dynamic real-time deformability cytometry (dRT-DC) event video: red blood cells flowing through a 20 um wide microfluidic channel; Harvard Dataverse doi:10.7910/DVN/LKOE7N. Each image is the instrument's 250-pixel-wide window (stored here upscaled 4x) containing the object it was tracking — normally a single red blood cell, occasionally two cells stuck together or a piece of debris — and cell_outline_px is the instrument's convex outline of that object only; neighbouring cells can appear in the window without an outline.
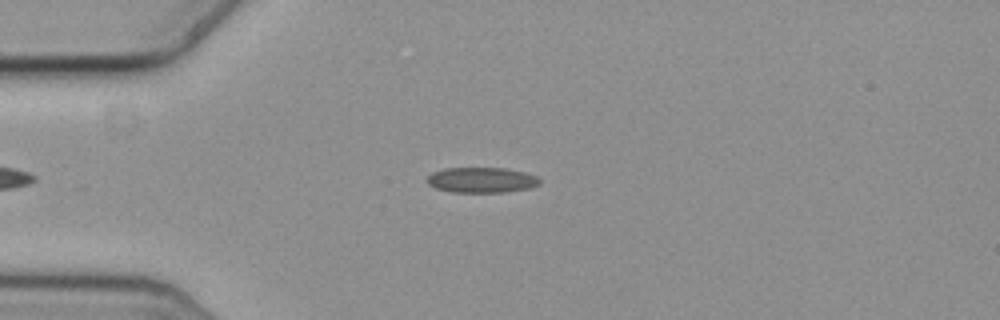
{"species": "common noctule bat (a hibernating species)", "species_latin": "Nyctalus noctula", "temperature_condition": "cold", "stored_images_in_passage": 45, "camera_frame_rate_fps": 3000, "um_per_image_px": 0.085, "animal": {"sex": "female", "body_mass_g": 19.3, "forearm_length_mm": 54.1}, "frame": {"image": 1, "passage_image": 7, "time_ms": 2.0, "image_size_px": [1000, 320], "cell_outline_px": [[540, 184], [528, 188], [504, 192], [452, 192], [436, 188], [428, 184], [428, 176], [432, 172], [444, 168], [504, 168], [524, 172], [536, 176], [540, 180]], "centroid_in_image_um": [40.92, 15.3], "position_along_channel_um": 44.1, "area_um2": 16.53}}
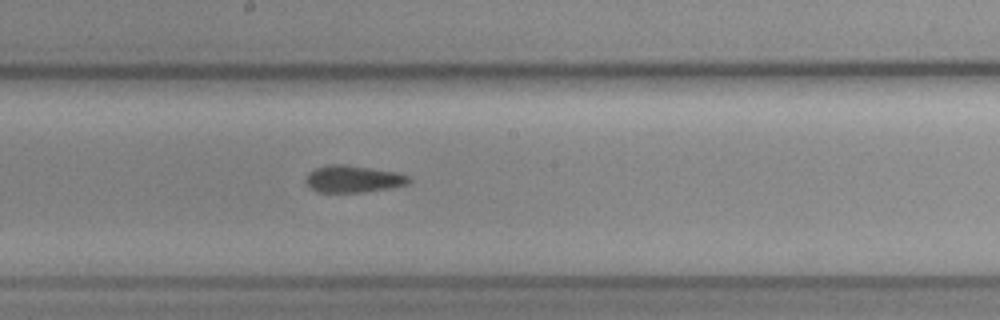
{"frame": {"image": 2, "passage_image": 23, "time_ms": 7.333, "image_size_px": [1000, 320], "cell_outline_px": [[412, 180], [408, 184], [392, 188], [364, 192], [316, 192], [304, 180], [308, 172], [316, 168], [328, 164], [348, 164], [396, 172], [408, 176]], "centroid_in_image_um": [30.03, 15.21], "position_along_channel_um": 218.2, "area_um2": 16.42}}
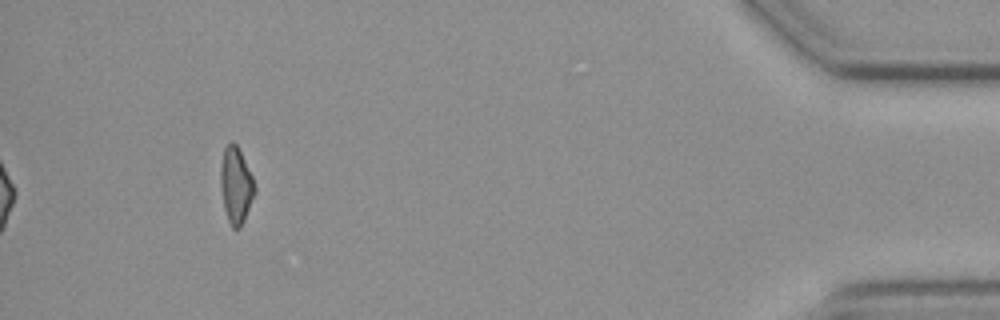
{"frame": {"image": 3, "passage_image": 45, "time_ms": 14.667, "image_size_px": [1000, 320], "cell_outline_px": [[256, 192], [244, 220], [240, 228], [232, 228], [228, 220], [224, 208], [220, 188], [220, 168], [224, 148], [232, 140], [236, 144], [252, 176], [256, 188]], "centroid_in_image_um": [20.05, 15.76], "position_along_channel_um": 415.2, "area_um2": 15.14}, "authors_computed_cell_mechanics": {"area_um2": 16.473, "velocity_mm_per_s": 3.6633, "shape_relaxation_time_tau1_ms": 9.993, "shape_relaxation_time_tau2_ms": 4.4031, "deformation_change_tau1": 0.1603, "deformation_change_tau2": 0.108}}